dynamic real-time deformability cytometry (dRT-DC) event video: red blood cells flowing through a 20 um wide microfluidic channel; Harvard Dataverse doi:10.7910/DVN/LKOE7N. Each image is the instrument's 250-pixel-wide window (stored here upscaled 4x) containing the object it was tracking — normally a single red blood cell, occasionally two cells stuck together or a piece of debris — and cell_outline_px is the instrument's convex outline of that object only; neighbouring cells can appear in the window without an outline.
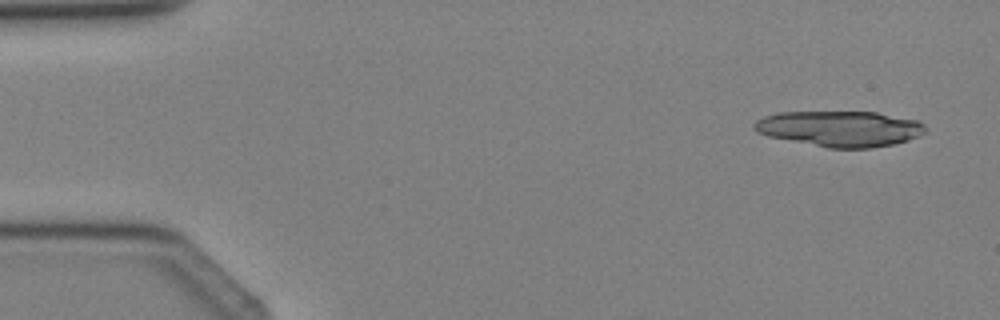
{"species": "Egyptian fruit bat (a non-hibernating species)", "species_latin": "Rousettus aegyptiacus", "temperature_condition": "cold", "stored_images_in_passage": 2, "camera_frame_rate_fps": 3000, "um_per_image_px": 0.085, "animal": {"sex": "female"}, "frame": {"image": 1, "passage_image": 1, "time_ms": 0.0, "image_size_px": [1000, 320], "cell_outline_px": [[928, 132], [920, 136], [908, 140], [892, 144], [872, 148], [828, 148], [768, 136], [756, 132], [752, 124], [756, 120], [764, 116], [780, 112], [876, 112], [920, 120], [928, 128]], "centroid_in_image_um": [71.45, 10.93], "position_along_channel_um": 13.6, "area_um2": 35.89}}